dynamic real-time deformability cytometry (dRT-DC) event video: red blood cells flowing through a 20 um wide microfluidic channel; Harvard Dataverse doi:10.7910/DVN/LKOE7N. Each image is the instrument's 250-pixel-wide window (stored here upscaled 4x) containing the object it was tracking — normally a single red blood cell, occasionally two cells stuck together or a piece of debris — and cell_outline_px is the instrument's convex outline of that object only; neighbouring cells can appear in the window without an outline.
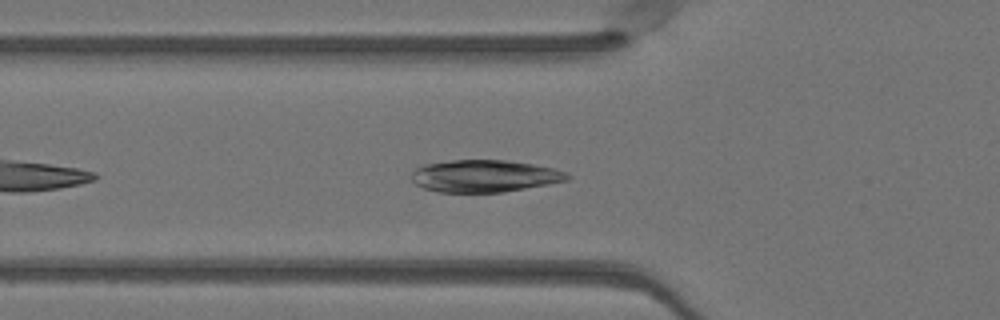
{"species": "Egyptian fruit bat (a non-hibernating species)", "species_latin": "Rousettus aegyptiacus", "temperature_condition": "warm", "stored_images_in_passage": 36, "camera_frame_rate_fps": 3000, "um_per_image_px": 0.085, "animal": {"sex": "female"}, "frame": {"image": 1, "passage_image": 6, "time_ms": 1.667, "image_size_px": [1000, 320], "cell_outline_px": [[572, 176], [568, 180], [548, 184], [500, 192], [436, 192], [424, 188], [416, 184], [412, 180], [412, 172], [416, 168], [424, 164], [452, 160], [508, 160], [532, 164], [552, 168], [568, 172]], "centroid_in_image_um": [41.18, 14.95], "position_along_channel_um": 84.6, "area_um2": 29.13}}
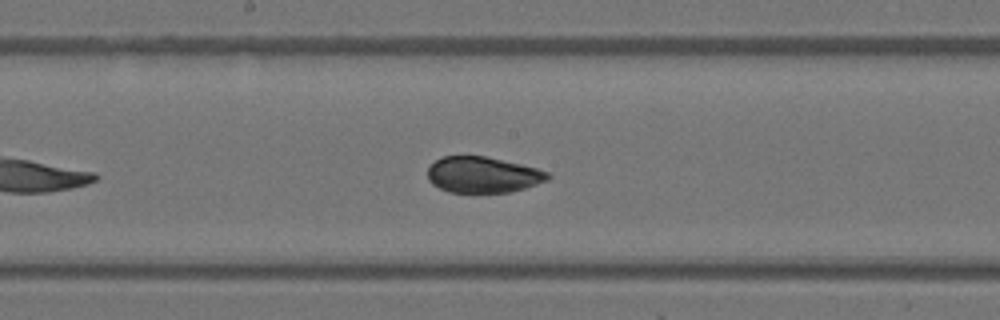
{"frame": {"image": 2, "passage_image": 15, "time_ms": 4.667, "image_size_px": [1000, 320], "cell_outline_px": [[552, 176], [548, 180], [524, 188], [508, 192], [448, 192], [432, 184], [428, 180], [428, 168], [436, 160], [444, 156], [484, 156], [520, 164], [536, 168], [548, 172]], "centroid_in_image_um": [41.03, 14.85], "position_along_channel_um": 207.2, "area_um2": 24.97}}
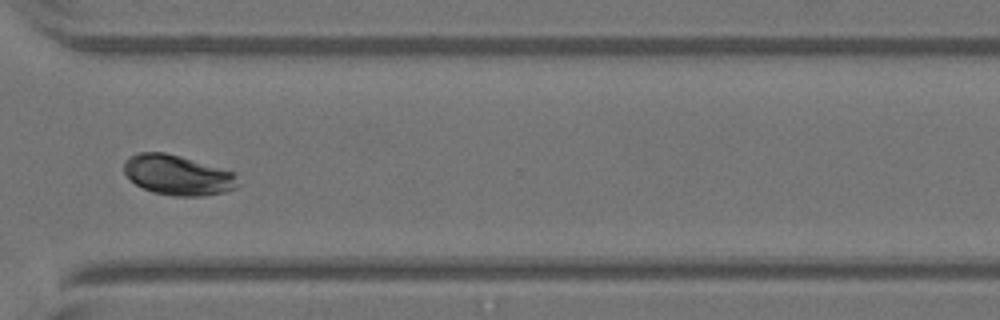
{"frame": {"image": 3, "passage_image": 26, "time_ms": 8.333, "image_size_px": [1000, 320], "cell_outline_px": [[240, 184], [236, 188], [224, 192], [204, 196], [172, 196], [152, 192], [136, 184], [124, 172], [124, 160], [128, 156], [136, 152], [164, 152], [180, 156], [236, 172]], "centroid_in_image_um": [15.13, 14.88], "position_along_channel_um": 355.5, "area_um2": 26.88}, "authors_computed_cell_mechanics": {"area_um2": 26.6169, "velocity_mm_per_s": 4.05, "shape_relaxation_time_tau1_ms": 2.6953, "shape_relaxation_time_tau2_ms": null, "deformation_change_tau1": 0.164, "deformation_change_tau2": null}}